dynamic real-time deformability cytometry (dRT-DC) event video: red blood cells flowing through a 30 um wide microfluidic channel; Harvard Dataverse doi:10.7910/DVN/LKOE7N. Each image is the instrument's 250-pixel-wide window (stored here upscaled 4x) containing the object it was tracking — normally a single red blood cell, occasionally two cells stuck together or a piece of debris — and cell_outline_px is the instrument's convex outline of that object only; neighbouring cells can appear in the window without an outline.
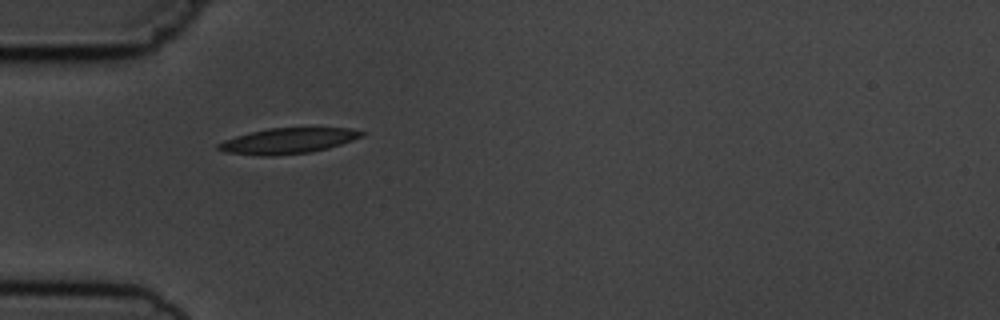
{"species": "common noctule bat (a hibernating species)", "species_latin": "Nyctalus noctula", "temperature_condition": "cold", "stored_images_in_passage": 2, "camera_frame_rate_fps": 3000, "um_per_image_px": 0.085, "animal": {"sex": "male", "body_mass_g": 19.5, "forearm_length_mm": 54.6}, "frame": {"image": 1, "passage_image": 2, "time_ms": 1.333, "image_size_px": [1000, 320], "cell_outline_px": [[364, 136], [328, 148], [312, 152], [272, 156], [260, 156], [224, 152], [216, 148], [216, 144], [224, 140], [236, 136], [268, 128], [352, 128], [364, 132]], "centroid_in_image_um": [24.45, 11.98], "position_along_channel_um": 60.5, "area_um2": 21.39}}